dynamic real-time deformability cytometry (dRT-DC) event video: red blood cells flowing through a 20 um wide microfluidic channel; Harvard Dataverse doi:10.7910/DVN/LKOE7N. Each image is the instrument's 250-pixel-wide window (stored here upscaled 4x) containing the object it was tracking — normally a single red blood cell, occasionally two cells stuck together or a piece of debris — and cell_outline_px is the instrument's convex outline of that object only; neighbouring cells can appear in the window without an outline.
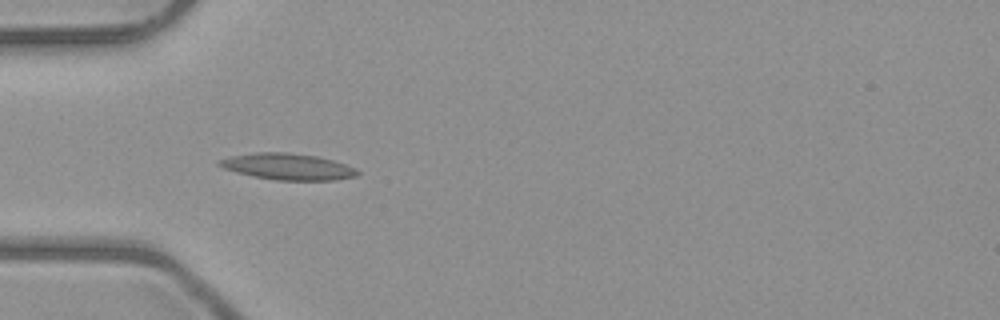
{"species": "common noctule bat (a hibernating species)", "species_latin": "Nyctalus noctula", "temperature_condition": "room temperature", "stored_images_in_passage": 4, "camera_frame_rate_fps": 3000, "um_per_image_px": 0.085, "animal": {"sex": "male", "body_mass_g": 23.1, "forearm_length_mm": 52.7}, "frame": {"image": 1, "passage_image": 3, "time_ms": 3.333, "image_size_px": [1000, 320], "cell_outline_px": [[360, 172], [356, 176], [336, 180], [276, 180], [252, 176], [236, 172], [224, 168], [216, 164], [220, 160], [232, 156], [256, 152], [284, 152], [316, 156], [332, 160], [356, 168]], "centroid_in_image_um": [24.47, 14.17], "position_along_channel_um": 60.5, "area_um2": 21.04}}
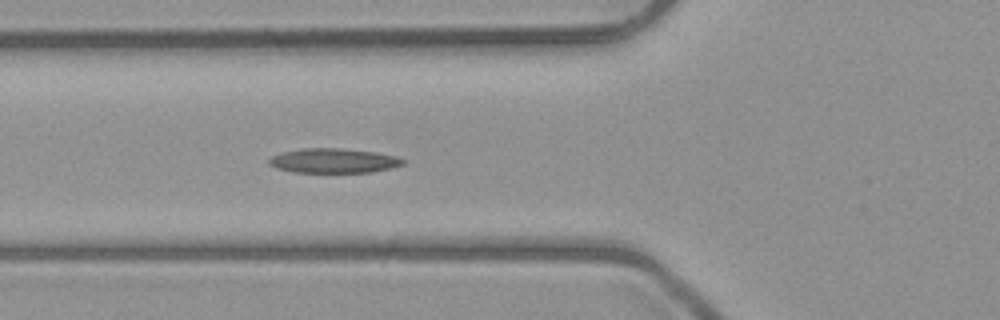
{"frame": {"image": 2, "passage_image": 4, "time_ms": 4.333, "image_size_px": [1000, 320], "cell_outline_px": [[404, 164], [392, 168], [372, 172], [292, 172], [276, 168], [268, 164], [268, 160], [272, 156], [284, 152], [304, 148], [340, 148], [376, 152], [396, 156], [404, 160]], "centroid_in_image_um": [28.36, 13.66], "position_along_channel_um": 97.4, "area_um2": 19.13}}